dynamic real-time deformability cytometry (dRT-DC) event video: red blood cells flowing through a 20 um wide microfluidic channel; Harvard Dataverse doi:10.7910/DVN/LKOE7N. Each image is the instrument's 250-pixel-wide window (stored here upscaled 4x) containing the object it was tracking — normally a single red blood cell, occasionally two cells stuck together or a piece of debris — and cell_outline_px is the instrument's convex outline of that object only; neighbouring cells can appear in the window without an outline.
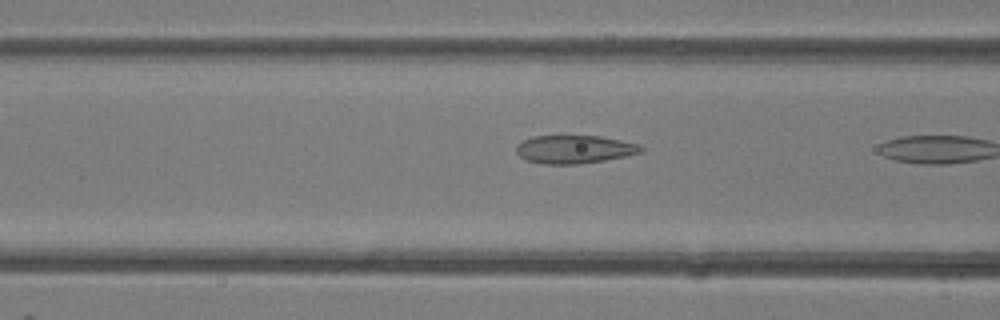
{"species": "common noctule bat (a hibernating species)", "species_latin": "Nyctalus noctula", "temperature_condition": "room temperature", "stored_images_in_passage": 10, "camera_frame_rate_fps": 3000, "um_per_image_px": 0.085, "animal": {"sex": "female"}, "frame": {"image": 1, "passage_image": 9, "time_ms": 2.667, "image_size_px": [1000, 320], "cell_outline_px": [[644, 152], [604, 160], [580, 164], [544, 164], [528, 160], [520, 156], [516, 152], [516, 144], [532, 136], [600, 136], [640, 144], [644, 148]], "centroid_in_image_um": [48.84, 12.69], "position_along_channel_um": 117.8, "area_um2": 20.46}}